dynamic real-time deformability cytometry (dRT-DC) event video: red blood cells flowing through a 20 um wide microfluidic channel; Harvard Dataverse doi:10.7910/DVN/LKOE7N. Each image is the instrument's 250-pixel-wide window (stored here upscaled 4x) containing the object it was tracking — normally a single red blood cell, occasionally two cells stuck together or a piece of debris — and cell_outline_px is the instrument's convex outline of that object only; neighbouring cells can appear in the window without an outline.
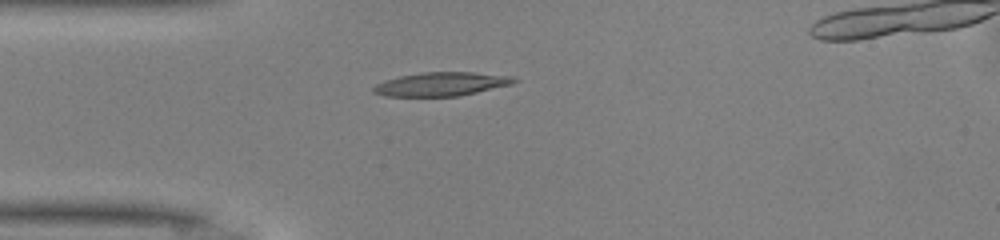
{"species": "common noctule bat (a hibernating species)", "species_latin": "Nyctalus noctula", "temperature_condition": "warm", "stored_images_in_passage": 27, "camera_frame_rate_fps": 3000, "um_per_image_px": 0.085, "animal": {"sex": "male", "body_mass_g": 13.0, "forearm_length_mm": 53.1}, "frame": {"image": 1, "passage_image": 1, "time_ms": 0.0, "image_size_px": [1000, 240], "cell_outline_px": [[520, 80], [512, 84], [460, 96], [384, 96], [372, 92], [372, 88], [376, 84], [384, 80], [400, 76], [420, 72], [472, 72], [512, 76]], "centroid_in_image_um": [37.51, 7.14], "position_along_channel_um": 47.5, "area_um2": 19.54}}
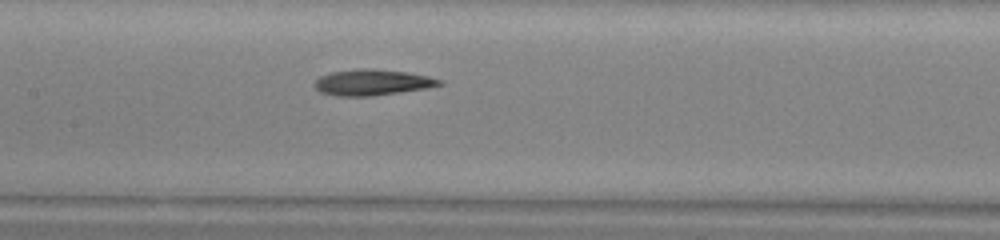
{"frame": {"image": 2, "passage_image": 11, "time_ms": 3.333, "image_size_px": [1000, 240], "cell_outline_px": [[444, 84], [428, 88], [372, 96], [336, 96], [320, 92], [312, 84], [320, 76], [332, 72], [360, 68], [368, 68], [408, 72], [428, 76], [440, 80]], "centroid_in_image_um": [31.63, 7.0], "position_along_channel_um": 175.8, "area_um2": 18.9}}
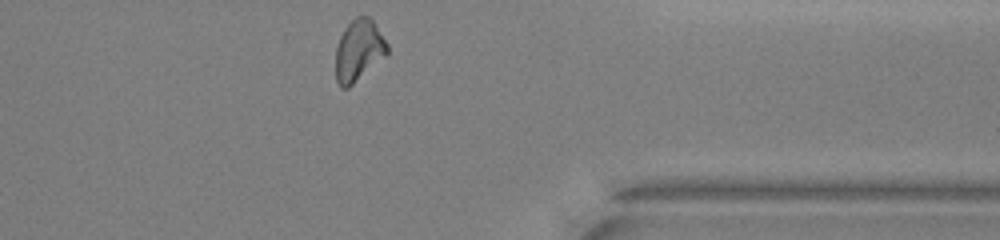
{"frame": {"image": 3, "passage_image": 27, "time_ms": 8.667, "image_size_px": [1000, 240], "cell_outline_px": [[388, 56], [348, 88], [340, 88], [336, 80], [336, 48], [340, 36], [344, 28], [356, 16], [368, 16], [372, 20], [388, 44]], "centroid_in_image_um": [30.5, 4.31], "position_along_channel_um": 380.9, "area_um2": 18.67}, "authors_computed_cell_mechanics": {"area_um2": 18.496, "velocity_mm_per_s": 4.1475, "shape_relaxation_time_tau1_ms": null, "shape_relaxation_time_tau2_ms": 5.9911, "deformation_change_tau1": null, "deformation_change_tau2": 0.1497}}